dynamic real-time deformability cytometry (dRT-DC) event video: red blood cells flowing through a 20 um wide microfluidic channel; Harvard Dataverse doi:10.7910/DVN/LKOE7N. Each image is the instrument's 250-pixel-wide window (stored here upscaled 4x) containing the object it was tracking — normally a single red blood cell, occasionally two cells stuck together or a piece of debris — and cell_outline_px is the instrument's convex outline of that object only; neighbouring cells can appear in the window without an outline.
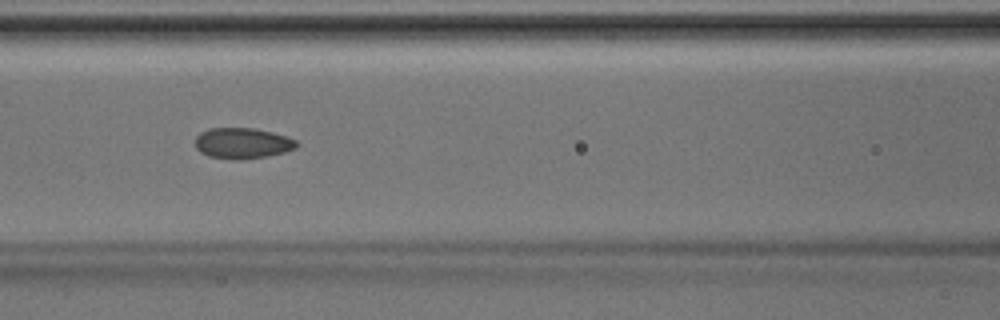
{"species": "Egyptian fruit bat (a non-hibernating species)", "species_latin": "Rousettus aegyptiacus", "temperature_condition": "room temperature", "stored_images_in_passage": 39, "camera_frame_rate_fps": 3000, "um_per_image_px": 0.085, "animal": {"sex": "male"}, "frame": {"image": 1, "passage_image": 12, "time_ms": 3.667, "image_size_px": [1000, 320], "cell_outline_px": [[300, 144], [296, 148], [284, 152], [264, 156], [232, 160], [208, 156], [200, 152], [196, 148], [196, 136], [200, 132], [208, 128], [256, 128], [288, 136], [296, 140]], "centroid_in_image_um": [20.61, 12.16], "position_along_channel_um": 146.0, "area_um2": 18.26}}
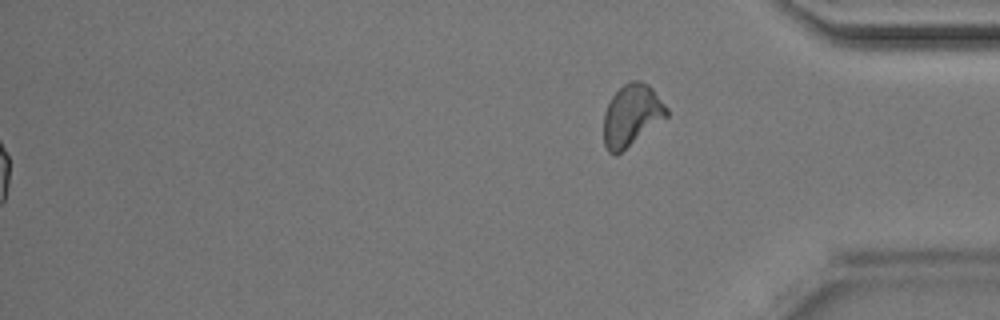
{"frame": {"image": 2, "passage_image": 39, "time_ms": 12.667, "image_size_px": [1000, 320], "cell_outline_px": [[668, 116], [616, 156], [608, 152], [604, 144], [604, 112], [612, 96], [628, 80], [640, 80], [648, 84], [652, 88], [668, 108]], "centroid_in_image_um": [53.68, 9.79], "position_along_channel_um": 381.5, "area_um2": 22.6}}